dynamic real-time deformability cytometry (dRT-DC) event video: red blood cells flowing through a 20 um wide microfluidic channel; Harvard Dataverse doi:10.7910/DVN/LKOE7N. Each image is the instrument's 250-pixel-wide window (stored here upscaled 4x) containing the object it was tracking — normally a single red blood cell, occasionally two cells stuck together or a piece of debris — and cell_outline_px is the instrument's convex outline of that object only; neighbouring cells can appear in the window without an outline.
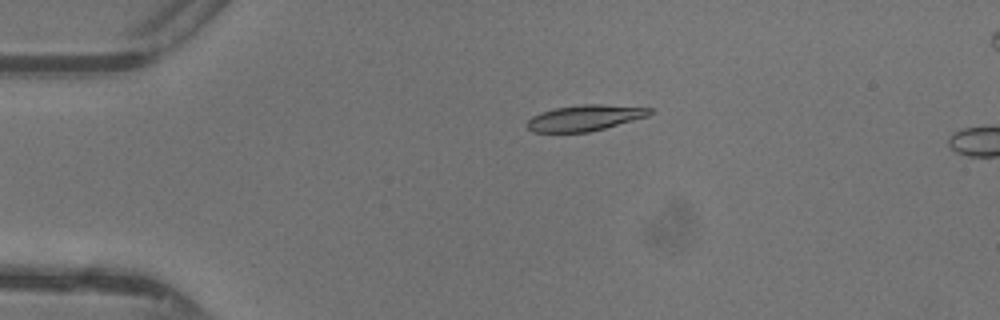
{"species": "common noctule bat (a hibernating species)", "species_latin": "Nyctalus noctula", "temperature_condition": "warm", "stored_images_in_passage": 7, "camera_frame_rate_fps": 3000, "um_per_image_px": 0.085, "animal": {"sex": "female"}, "frame": {"image": 1, "passage_image": 3, "time_ms": 0.667, "image_size_px": [1000, 320], "cell_outline_px": [[652, 112], [648, 116], [604, 128], [588, 132], [532, 132], [524, 124], [532, 116], [556, 108], [580, 104], [600, 104], [652, 108]], "centroid_in_image_um": [49.69, 10.02], "position_along_channel_um": 35.3, "area_um2": 18.32}}